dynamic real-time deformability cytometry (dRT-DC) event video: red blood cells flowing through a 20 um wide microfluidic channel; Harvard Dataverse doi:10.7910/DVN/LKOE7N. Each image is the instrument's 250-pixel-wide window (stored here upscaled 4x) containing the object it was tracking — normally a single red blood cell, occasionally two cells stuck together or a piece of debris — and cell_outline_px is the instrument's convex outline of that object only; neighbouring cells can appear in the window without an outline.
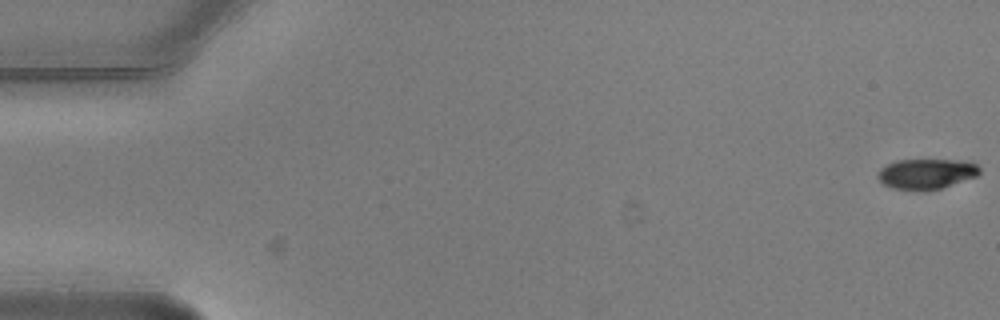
{"species": "common noctule bat (a hibernating species)", "species_latin": "Nyctalus noctula", "temperature_condition": "warm", "stored_images_in_passage": 6, "camera_frame_rate_fps": 3000, "um_per_image_px": 0.085, "animal": {"sex": "male", "body_mass_g": 20.5, "forearm_length_mm": 52.5}, "frame": {"image": 1, "passage_image": 1, "time_ms": 0.0, "image_size_px": [1000, 320], "cell_outline_px": [[980, 172], [976, 176], [940, 188], [892, 188], [884, 184], [880, 180], [880, 168], [896, 160], [972, 160], [980, 168]], "centroid_in_image_um": [78.81, 14.72], "position_along_channel_um": 6.2, "area_um2": 17.28}}
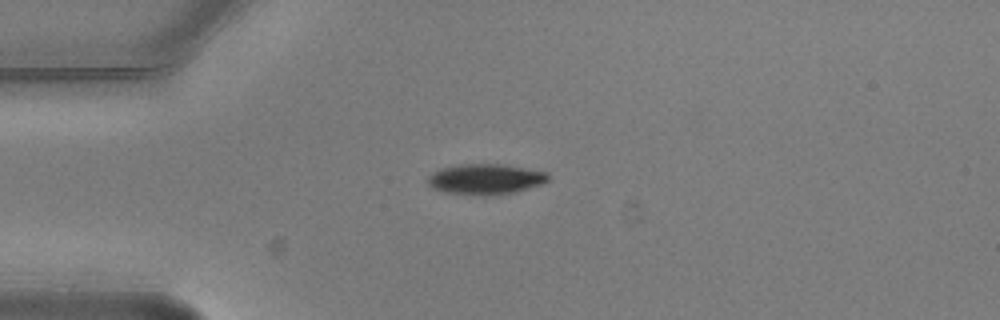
{"frame": {"image": 2, "passage_image": 5, "time_ms": 1.333, "image_size_px": [1000, 320], "cell_outline_px": [[548, 180], [540, 184], [516, 192], [488, 196], [484, 196], [444, 192], [432, 188], [428, 184], [428, 176], [432, 172], [440, 168], [456, 164], [500, 164], [548, 172]], "centroid_in_image_um": [41.22, 15.23], "position_along_channel_um": 43.8, "area_um2": 21.5}}